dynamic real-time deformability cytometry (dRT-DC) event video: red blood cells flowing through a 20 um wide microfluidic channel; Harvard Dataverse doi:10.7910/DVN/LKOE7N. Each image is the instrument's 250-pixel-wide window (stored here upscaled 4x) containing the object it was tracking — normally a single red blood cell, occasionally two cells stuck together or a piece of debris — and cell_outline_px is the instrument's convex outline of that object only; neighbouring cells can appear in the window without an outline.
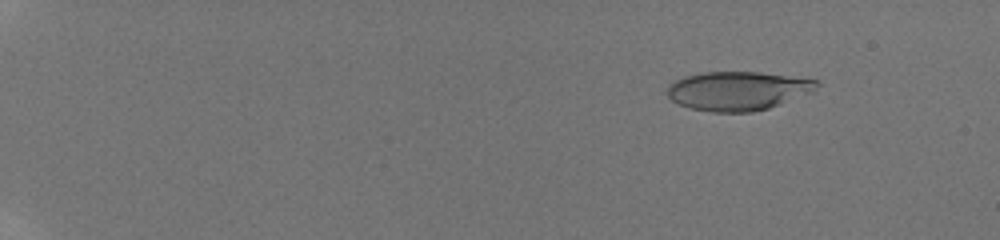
{"species": "human", "species_latin": "Homo sapiens", "temperature_condition": "room temperature", "stored_images_in_passage": 57, "camera_frame_rate_fps": 3000, "um_per_image_px": 0.085, "donor": {"sex": "male"}, "frame": {"image": 1, "passage_image": 9, "time_ms": 2.667, "image_size_px": [1000, 240], "cell_outline_px": [[820, 84], [816, 92], [768, 108], [752, 112], [712, 112], [692, 108], [680, 104], [672, 100], [668, 96], [668, 84], [684, 76], [704, 72], [760, 72], [816, 80]], "centroid_in_image_um": [62.76, 7.72], "position_along_channel_um": 22.2, "area_um2": 33.93}}
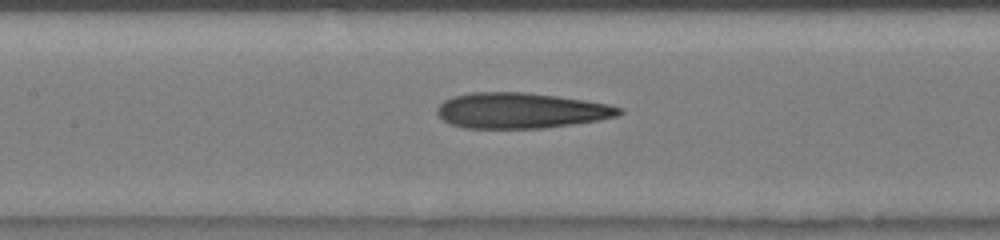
{"frame": {"image": 2, "passage_image": 32, "time_ms": 10.333, "image_size_px": [1000, 240], "cell_outline_px": [[624, 112], [620, 116], [600, 120], [544, 128], [464, 128], [452, 124], [444, 120], [436, 112], [436, 108], [444, 100], [452, 96], [468, 92], [528, 92], [584, 100], [608, 104], [624, 108]], "centroid_in_image_um": [44.29, 9.39], "position_along_channel_um": 163.1, "area_um2": 37.97}}
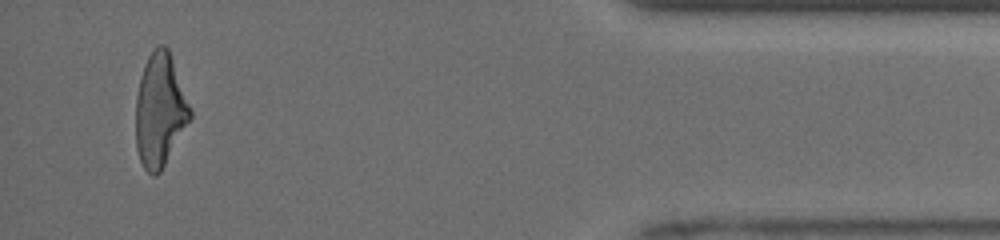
{"frame": {"image": 3, "passage_image": 55, "time_ms": 18.0, "image_size_px": [1000, 240], "cell_outline_px": [[192, 116], [160, 172], [156, 176], [152, 176], [144, 168], [140, 160], [136, 148], [136, 96], [140, 76], [144, 64], [148, 56], [156, 44], [164, 44], [168, 48], [192, 108]], "centroid_in_image_um": [13.59, 9.34], "position_along_channel_um": 421.6, "area_um2": 36.01}, "authors_computed_cell_mechanics": {"area_um2": 36.3562, "velocity_mm_per_s": 3.9948, "shape_relaxation_time_tau1_ms": 9.783, "shape_relaxation_time_tau2_ms": 2.2706, "deformation_change_tau1": 0.3099, "deformation_change_tau2": 0.1319}}